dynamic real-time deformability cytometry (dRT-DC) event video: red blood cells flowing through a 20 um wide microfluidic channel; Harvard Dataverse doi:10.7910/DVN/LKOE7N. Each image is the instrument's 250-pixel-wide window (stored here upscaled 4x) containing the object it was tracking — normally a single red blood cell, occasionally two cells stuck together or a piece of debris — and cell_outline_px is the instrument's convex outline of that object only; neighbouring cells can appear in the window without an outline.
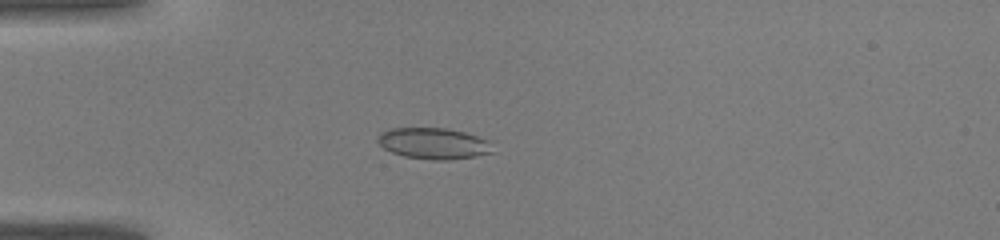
{"species": "common noctule bat (a hibernating species)", "species_latin": "Nyctalus noctula", "temperature_condition": "warm", "stored_images_in_passage": 42, "camera_frame_rate_fps": 3000, "um_per_image_px": 0.085, "animal": {"sex": "male", "body_mass_g": 19.0, "forearm_length_mm": 50.8}, "frame": {"image": 1, "passage_image": 12, "time_ms": 3.667, "image_size_px": [1000, 240], "cell_outline_px": [[488, 152], [472, 156], [408, 156], [392, 152], [384, 148], [380, 144], [380, 136], [384, 132], [396, 128], [440, 128], [460, 132], [484, 140]], "centroid_in_image_um": [36.69, 12.12], "position_along_channel_um": 48.3, "area_um2": 18.21}}
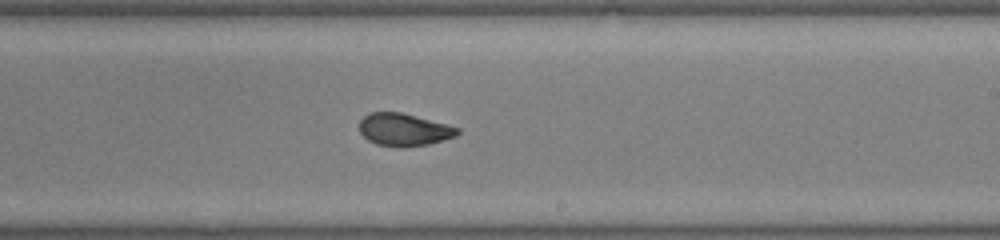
{"frame": {"image": 2, "passage_image": 26, "time_ms": 8.333, "image_size_px": [1000, 240], "cell_outline_px": [[460, 132], [452, 136], [428, 144], [380, 144], [368, 140], [360, 132], [360, 120], [364, 116], [372, 112], [400, 112], [460, 128]], "centroid_in_image_um": [34.3, 10.96], "position_along_channel_um": 254.7, "area_um2": 17.46}}
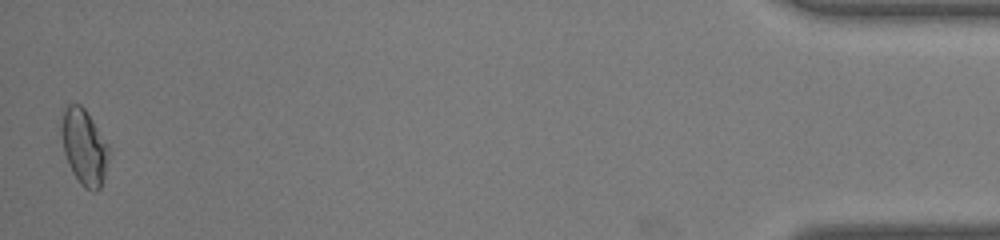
{"frame": {"image": 3, "passage_image": 42, "time_ms": 13.667, "image_size_px": [1000, 240], "cell_outline_px": [[104, 176], [100, 188], [88, 188], [76, 176], [68, 160], [64, 148], [64, 112], [68, 104], [80, 104], [84, 108], [104, 144]], "centroid_in_image_um": [7.11, 12.46], "position_along_channel_um": 428.1, "area_um2": 18.09}}